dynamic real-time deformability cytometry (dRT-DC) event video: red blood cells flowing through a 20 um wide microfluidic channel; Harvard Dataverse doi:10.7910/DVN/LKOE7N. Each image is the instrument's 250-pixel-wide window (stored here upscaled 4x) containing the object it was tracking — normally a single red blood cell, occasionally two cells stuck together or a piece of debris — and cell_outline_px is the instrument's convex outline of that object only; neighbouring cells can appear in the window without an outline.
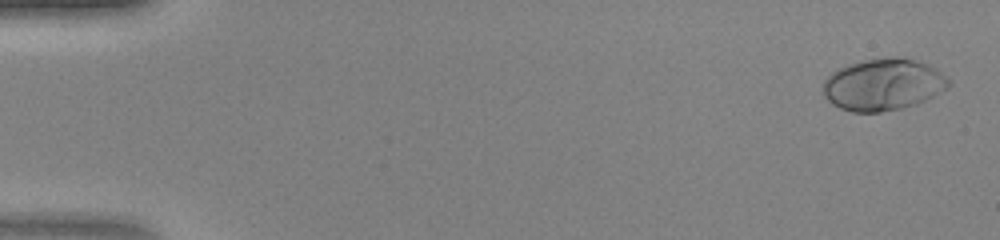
{"species": "human", "species_latin": "Homo sapiens", "temperature_condition": "warm", "stored_images_in_passage": 47, "camera_frame_rate_fps": 3000, "um_per_image_px": 0.085, "donor": {"sex": "female"}, "frame": {"image": 1, "passage_image": 2, "time_ms": 0.333, "image_size_px": [1000, 240], "cell_outline_px": [[952, 84], [948, 88], [916, 104], [900, 108], [880, 112], [852, 112], [840, 108], [832, 104], [824, 96], [824, 80], [832, 72], [848, 64], [860, 60], [892, 56], [900, 56], [916, 60], [940, 72]], "centroid_in_image_um": [75.04, 7.18], "position_along_channel_um": 10.0, "area_um2": 37.74}}
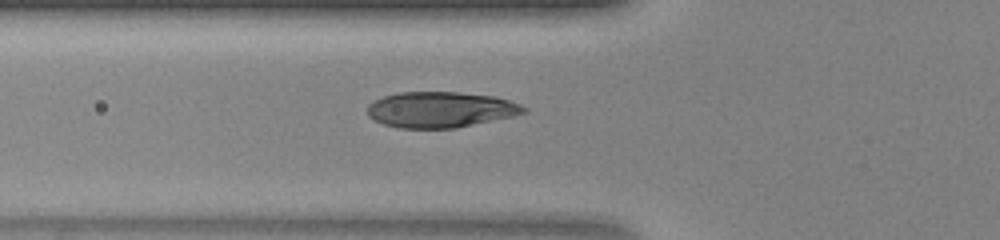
{"frame": {"image": 2, "passage_image": 18, "time_ms": 5.667, "image_size_px": [1000, 240], "cell_outline_px": [[528, 112], [512, 116], [456, 128], [400, 128], [384, 124], [372, 120], [368, 116], [368, 104], [384, 96], [400, 92], [460, 92], [496, 96], [520, 104], [528, 108]], "centroid_in_image_um": [37.46, 9.31], "position_along_channel_um": 88.3, "area_um2": 32.66}}
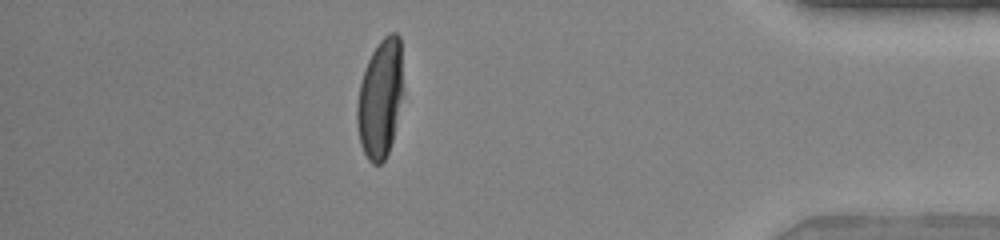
{"frame": {"image": 3, "passage_image": 42, "time_ms": 13.667, "image_size_px": [1000, 240], "cell_outline_px": [[400, 100], [392, 140], [388, 152], [384, 160], [380, 164], [372, 164], [368, 160], [360, 144], [356, 120], [356, 108], [360, 84], [368, 60], [372, 52], [380, 40], [388, 32], [396, 32], [400, 36]], "centroid_in_image_um": [32.27, 8.4], "position_along_channel_um": 402.9, "area_um2": 30.98}}